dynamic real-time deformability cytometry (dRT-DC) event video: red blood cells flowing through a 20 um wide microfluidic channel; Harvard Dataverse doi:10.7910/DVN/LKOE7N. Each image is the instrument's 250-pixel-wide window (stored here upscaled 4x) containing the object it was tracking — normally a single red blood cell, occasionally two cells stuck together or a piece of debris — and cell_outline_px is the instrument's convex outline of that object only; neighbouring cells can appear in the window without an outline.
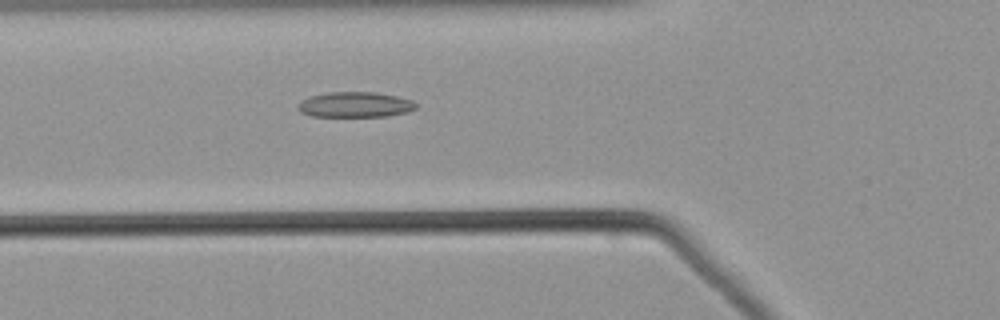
{"species": "common noctule bat (a hibernating species)", "species_latin": "Nyctalus noctula", "temperature_condition": "warm", "stored_images_in_passage": 54, "camera_frame_rate_fps": 3000, "um_per_image_px": 0.085, "animal": {"sex": "male", "body_mass_g": 21.5, "forearm_length_mm": 52.0}, "frame": {"image": 1, "passage_image": 20, "time_ms": 6.333, "image_size_px": [1000, 320], "cell_outline_px": [[416, 108], [408, 112], [384, 116], [312, 116], [300, 112], [300, 100], [308, 96], [328, 92], [376, 92], [396, 96], [412, 100], [416, 104]], "centroid_in_image_um": [30.18, 8.88], "position_along_channel_um": 95.6, "area_um2": 17.34}}
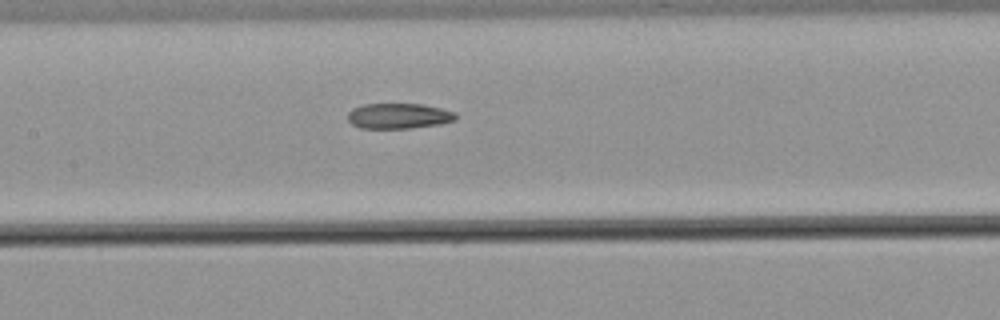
{"frame": {"image": 2, "passage_image": 26, "time_ms": 8.333, "image_size_px": [1000, 320], "cell_outline_px": [[456, 120], [440, 124], [408, 128], [360, 128], [352, 124], [348, 120], [348, 112], [352, 108], [364, 104], [424, 104], [456, 112]], "centroid_in_image_um": [33.89, 9.85], "position_along_channel_um": 173.5, "area_um2": 16.01}}
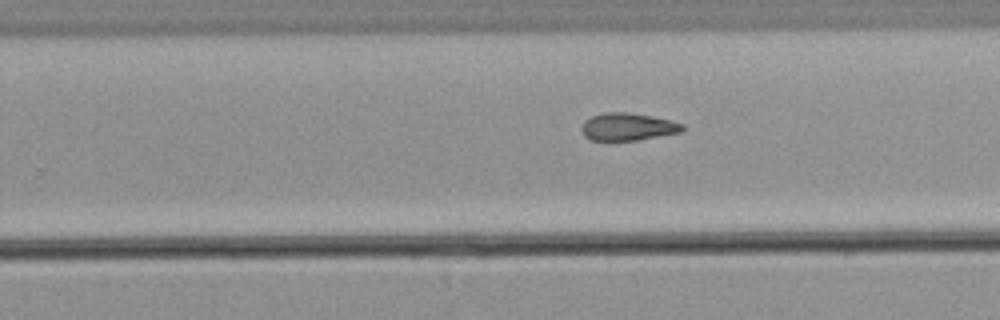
{"frame": {"image": 3, "passage_image": 34, "time_ms": 11.0, "image_size_px": [1000, 320], "cell_outline_px": [[684, 128], [680, 132], [636, 140], [592, 140], [584, 136], [580, 128], [584, 120], [592, 116], [604, 112], [628, 112], [652, 116], [684, 124]], "centroid_in_image_um": [53.31, 10.76], "position_along_channel_um": 276.5, "area_um2": 16.07}}